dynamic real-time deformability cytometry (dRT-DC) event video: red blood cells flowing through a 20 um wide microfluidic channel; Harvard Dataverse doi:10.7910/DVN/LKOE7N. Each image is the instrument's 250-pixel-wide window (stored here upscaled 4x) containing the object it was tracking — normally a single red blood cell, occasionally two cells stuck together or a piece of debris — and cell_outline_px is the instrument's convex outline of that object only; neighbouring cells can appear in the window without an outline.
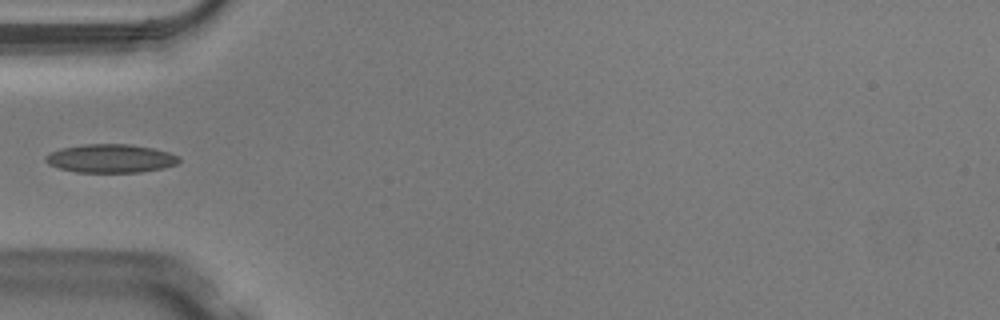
{"species": "Egyptian fruit bat (a non-hibernating species)", "species_latin": "Rousettus aegyptiacus", "temperature_condition": "warm", "stored_images_in_passage": 34, "camera_frame_rate_fps": 3000, "um_per_image_px": 0.085, "animal": {"sex": "male"}, "frame": {"image": 1, "passage_image": 1, "time_ms": 0.0, "image_size_px": [1000, 320], "cell_outline_px": [[180, 160], [176, 164], [160, 168], [140, 172], [76, 172], [60, 168], [48, 164], [44, 160], [44, 156], [60, 148], [84, 144], [128, 144], [152, 148], [168, 152], [180, 156]], "centroid_in_image_um": [9.38, 13.46], "position_along_channel_um": 75.6, "area_um2": 22.02}}
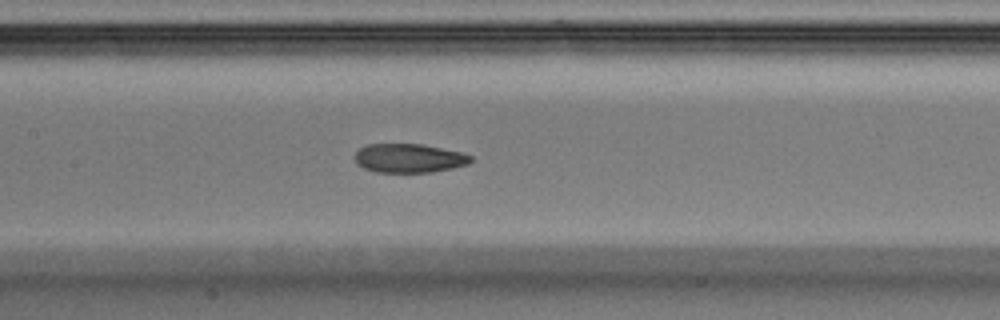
{"frame": {"image": 2, "passage_image": 8, "time_ms": 2.333, "image_size_px": [1000, 320], "cell_outline_px": [[472, 160], [468, 164], [452, 168], [432, 172], [376, 172], [364, 168], [356, 164], [356, 152], [360, 148], [368, 144], [420, 144], [460, 152], [472, 156]], "centroid_in_image_um": [34.76, 13.45], "position_along_channel_um": 172.6, "area_um2": 19.36}}
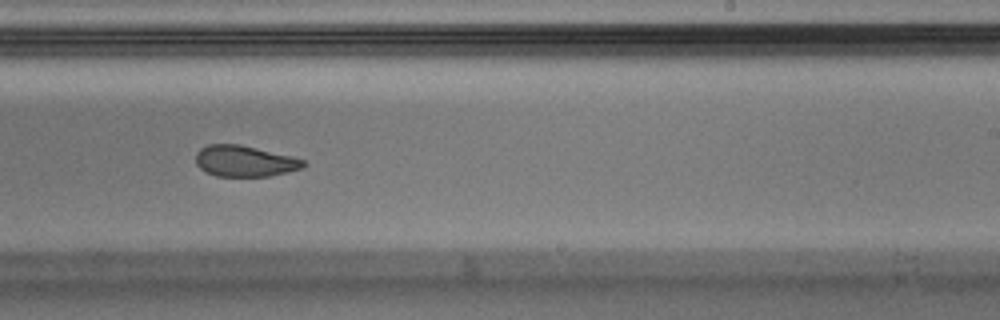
{"frame": {"image": 3, "passage_image": 15, "time_ms": 4.667, "image_size_px": [1000, 320], "cell_outline_px": [[308, 164], [304, 168], [288, 172], [268, 176], [216, 176], [200, 168], [196, 164], [196, 152], [200, 148], [208, 144], [240, 144], [292, 156], [304, 160]], "centroid_in_image_um": [20.82, 13.69], "position_along_channel_um": 268.2, "area_um2": 19.59}}